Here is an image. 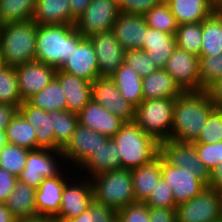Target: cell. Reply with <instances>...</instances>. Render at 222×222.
I'll return each mask as SVG.
<instances>
[{
    "instance_id": "6da1fadb",
    "label": "cell",
    "mask_w": 222,
    "mask_h": 222,
    "mask_svg": "<svg viewBox=\"0 0 222 222\" xmlns=\"http://www.w3.org/2000/svg\"><path fill=\"white\" fill-rule=\"evenodd\" d=\"M216 108L206 91H186L175 99L171 140L193 143Z\"/></svg>"
},
{
    "instance_id": "7a4b0ae2",
    "label": "cell",
    "mask_w": 222,
    "mask_h": 222,
    "mask_svg": "<svg viewBox=\"0 0 222 222\" xmlns=\"http://www.w3.org/2000/svg\"><path fill=\"white\" fill-rule=\"evenodd\" d=\"M83 38L75 25H37L35 60L60 69Z\"/></svg>"
},
{
    "instance_id": "3957f363",
    "label": "cell",
    "mask_w": 222,
    "mask_h": 222,
    "mask_svg": "<svg viewBox=\"0 0 222 222\" xmlns=\"http://www.w3.org/2000/svg\"><path fill=\"white\" fill-rule=\"evenodd\" d=\"M112 139L119 149L122 169L138 168L160 154V143L134 121L125 122Z\"/></svg>"
},
{
    "instance_id": "277c9868",
    "label": "cell",
    "mask_w": 222,
    "mask_h": 222,
    "mask_svg": "<svg viewBox=\"0 0 222 222\" xmlns=\"http://www.w3.org/2000/svg\"><path fill=\"white\" fill-rule=\"evenodd\" d=\"M37 25L30 19L2 26L0 49L5 65L17 67L35 61Z\"/></svg>"
},
{
    "instance_id": "5b68a950",
    "label": "cell",
    "mask_w": 222,
    "mask_h": 222,
    "mask_svg": "<svg viewBox=\"0 0 222 222\" xmlns=\"http://www.w3.org/2000/svg\"><path fill=\"white\" fill-rule=\"evenodd\" d=\"M94 200L115 209L117 212L136 202L129 169L111 170L91 179Z\"/></svg>"
},
{
    "instance_id": "8992f818",
    "label": "cell",
    "mask_w": 222,
    "mask_h": 222,
    "mask_svg": "<svg viewBox=\"0 0 222 222\" xmlns=\"http://www.w3.org/2000/svg\"><path fill=\"white\" fill-rule=\"evenodd\" d=\"M176 98L143 100L135 108L134 122L159 143L171 139L173 110Z\"/></svg>"
},
{
    "instance_id": "52a82bcc",
    "label": "cell",
    "mask_w": 222,
    "mask_h": 222,
    "mask_svg": "<svg viewBox=\"0 0 222 222\" xmlns=\"http://www.w3.org/2000/svg\"><path fill=\"white\" fill-rule=\"evenodd\" d=\"M177 222H219L222 220V197L206 187L194 198L176 207Z\"/></svg>"
},
{
    "instance_id": "ba28073f",
    "label": "cell",
    "mask_w": 222,
    "mask_h": 222,
    "mask_svg": "<svg viewBox=\"0 0 222 222\" xmlns=\"http://www.w3.org/2000/svg\"><path fill=\"white\" fill-rule=\"evenodd\" d=\"M120 13L119 5L112 0H92L85 12L76 20V30L83 37L112 30Z\"/></svg>"
},
{
    "instance_id": "9c48e42d",
    "label": "cell",
    "mask_w": 222,
    "mask_h": 222,
    "mask_svg": "<svg viewBox=\"0 0 222 222\" xmlns=\"http://www.w3.org/2000/svg\"><path fill=\"white\" fill-rule=\"evenodd\" d=\"M160 155L171 165L184 168L202 180L207 186L210 172L198 158L192 143H181L171 139L160 143Z\"/></svg>"
},
{
    "instance_id": "30bf717a",
    "label": "cell",
    "mask_w": 222,
    "mask_h": 222,
    "mask_svg": "<svg viewBox=\"0 0 222 222\" xmlns=\"http://www.w3.org/2000/svg\"><path fill=\"white\" fill-rule=\"evenodd\" d=\"M57 157L64 159L62 151L40 148L30 150L26 166L18 180L37 189L44 178L57 176L61 172L62 168L60 162L56 161Z\"/></svg>"
},
{
    "instance_id": "8fae6325",
    "label": "cell",
    "mask_w": 222,
    "mask_h": 222,
    "mask_svg": "<svg viewBox=\"0 0 222 222\" xmlns=\"http://www.w3.org/2000/svg\"><path fill=\"white\" fill-rule=\"evenodd\" d=\"M164 70L172 76L180 88L186 91H201L199 57L176 47Z\"/></svg>"
},
{
    "instance_id": "7c38bea8",
    "label": "cell",
    "mask_w": 222,
    "mask_h": 222,
    "mask_svg": "<svg viewBox=\"0 0 222 222\" xmlns=\"http://www.w3.org/2000/svg\"><path fill=\"white\" fill-rule=\"evenodd\" d=\"M91 97L96 103L125 122L134 121L135 107L120 94L110 77H99L92 82Z\"/></svg>"
},
{
    "instance_id": "4fadbf2b",
    "label": "cell",
    "mask_w": 222,
    "mask_h": 222,
    "mask_svg": "<svg viewBox=\"0 0 222 222\" xmlns=\"http://www.w3.org/2000/svg\"><path fill=\"white\" fill-rule=\"evenodd\" d=\"M88 38L97 56L99 77H111L124 63V48L117 41L113 30L95 33Z\"/></svg>"
},
{
    "instance_id": "5bb4252c",
    "label": "cell",
    "mask_w": 222,
    "mask_h": 222,
    "mask_svg": "<svg viewBox=\"0 0 222 222\" xmlns=\"http://www.w3.org/2000/svg\"><path fill=\"white\" fill-rule=\"evenodd\" d=\"M110 138L86 126L77 124L72 138L62 150L64 162H73L79 168L92 153H95ZM67 160V161H66Z\"/></svg>"
},
{
    "instance_id": "9a60e30c",
    "label": "cell",
    "mask_w": 222,
    "mask_h": 222,
    "mask_svg": "<svg viewBox=\"0 0 222 222\" xmlns=\"http://www.w3.org/2000/svg\"><path fill=\"white\" fill-rule=\"evenodd\" d=\"M161 174L172 189L176 205L194 198L208 187L190 171L169 164L162 156Z\"/></svg>"
},
{
    "instance_id": "2e32d148",
    "label": "cell",
    "mask_w": 222,
    "mask_h": 222,
    "mask_svg": "<svg viewBox=\"0 0 222 222\" xmlns=\"http://www.w3.org/2000/svg\"><path fill=\"white\" fill-rule=\"evenodd\" d=\"M85 176V180L73 179L67 182L62 193L60 209L58 215L54 218L56 220L65 222L68 219L79 216L86 211L90 203L94 200L93 188L91 180ZM80 180V181H78ZM87 180V181H86Z\"/></svg>"
},
{
    "instance_id": "e0dca14e",
    "label": "cell",
    "mask_w": 222,
    "mask_h": 222,
    "mask_svg": "<svg viewBox=\"0 0 222 222\" xmlns=\"http://www.w3.org/2000/svg\"><path fill=\"white\" fill-rule=\"evenodd\" d=\"M56 68L38 61L27 62L15 67L19 77V93L26 101L33 94L43 90L55 77Z\"/></svg>"
},
{
    "instance_id": "ac0fdd59",
    "label": "cell",
    "mask_w": 222,
    "mask_h": 222,
    "mask_svg": "<svg viewBox=\"0 0 222 222\" xmlns=\"http://www.w3.org/2000/svg\"><path fill=\"white\" fill-rule=\"evenodd\" d=\"M59 70L91 82L99 78L97 56L88 37H84L73 48L71 56Z\"/></svg>"
},
{
    "instance_id": "d6986e66",
    "label": "cell",
    "mask_w": 222,
    "mask_h": 222,
    "mask_svg": "<svg viewBox=\"0 0 222 222\" xmlns=\"http://www.w3.org/2000/svg\"><path fill=\"white\" fill-rule=\"evenodd\" d=\"M112 30L125 51L136 50L142 49L148 25L144 15L120 13Z\"/></svg>"
},
{
    "instance_id": "ffe728a7",
    "label": "cell",
    "mask_w": 222,
    "mask_h": 222,
    "mask_svg": "<svg viewBox=\"0 0 222 222\" xmlns=\"http://www.w3.org/2000/svg\"><path fill=\"white\" fill-rule=\"evenodd\" d=\"M63 174V175H62ZM60 172L57 176L44 178L36 191V210L39 217L55 218L60 209L63 189L67 183V176Z\"/></svg>"
},
{
    "instance_id": "44dd1931",
    "label": "cell",
    "mask_w": 222,
    "mask_h": 222,
    "mask_svg": "<svg viewBox=\"0 0 222 222\" xmlns=\"http://www.w3.org/2000/svg\"><path fill=\"white\" fill-rule=\"evenodd\" d=\"M77 116L78 123L109 138H112L125 123L124 120L113 115L93 99L88 102Z\"/></svg>"
},
{
    "instance_id": "7402d4cb",
    "label": "cell",
    "mask_w": 222,
    "mask_h": 222,
    "mask_svg": "<svg viewBox=\"0 0 222 222\" xmlns=\"http://www.w3.org/2000/svg\"><path fill=\"white\" fill-rule=\"evenodd\" d=\"M55 78L66 96V110L78 114L91 100L92 82L57 69Z\"/></svg>"
},
{
    "instance_id": "603a6c76",
    "label": "cell",
    "mask_w": 222,
    "mask_h": 222,
    "mask_svg": "<svg viewBox=\"0 0 222 222\" xmlns=\"http://www.w3.org/2000/svg\"><path fill=\"white\" fill-rule=\"evenodd\" d=\"M19 112L35 129L37 149H51L55 151V135L48 112L30 105L27 101H23L19 105Z\"/></svg>"
},
{
    "instance_id": "cb8c5ba5",
    "label": "cell",
    "mask_w": 222,
    "mask_h": 222,
    "mask_svg": "<svg viewBox=\"0 0 222 222\" xmlns=\"http://www.w3.org/2000/svg\"><path fill=\"white\" fill-rule=\"evenodd\" d=\"M177 47L176 36L148 27L142 50H145L158 69L165 65Z\"/></svg>"
},
{
    "instance_id": "d4e9b609",
    "label": "cell",
    "mask_w": 222,
    "mask_h": 222,
    "mask_svg": "<svg viewBox=\"0 0 222 222\" xmlns=\"http://www.w3.org/2000/svg\"><path fill=\"white\" fill-rule=\"evenodd\" d=\"M167 4L178 25L202 22L216 11L214 0H170Z\"/></svg>"
},
{
    "instance_id": "484cf974",
    "label": "cell",
    "mask_w": 222,
    "mask_h": 222,
    "mask_svg": "<svg viewBox=\"0 0 222 222\" xmlns=\"http://www.w3.org/2000/svg\"><path fill=\"white\" fill-rule=\"evenodd\" d=\"M79 170L88 171L90 179L94 176L121 169L120 152L115 141L110 138L103 146L80 166Z\"/></svg>"
},
{
    "instance_id": "4316f807",
    "label": "cell",
    "mask_w": 222,
    "mask_h": 222,
    "mask_svg": "<svg viewBox=\"0 0 222 222\" xmlns=\"http://www.w3.org/2000/svg\"><path fill=\"white\" fill-rule=\"evenodd\" d=\"M131 174L136 202H145L162 178L161 155L149 163L132 169Z\"/></svg>"
},
{
    "instance_id": "83f0119b",
    "label": "cell",
    "mask_w": 222,
    "mask_h": 222,
    "mask_svg": "<svg viewBox=\"0 0 222 222\" xmlns=\"http://www.w3.org/2000/svg\"><path fill=\"white\" fill-rule=\"evenodd\" d=\"M36 191L32 186L17 180L5 205L16 219L39 217L36 210Z\"/></svg>"
},
{
    "instance_id": "f1b7e54d",
    "label": "cell",
    "mask_w": 222,
    "mask_h": 222,
    "mask_svg": "<svg viewBox=\"0 0 222 222\" xmlns=\"http://www.w3.org/2000/svg\"><path fill=\"white\" fill-rule=\"evenodd\" d=\"M31 19L38 25H71L69 0H36Z\"/></svg>"
},
{
    "instance_id": "f546056e",
    "label": "cell",
    "mask_w": 222,
    "mask_h": 222,
    "mask_svg": "<svg viewBox=\"0 0 222 222\" xmlns=\"http://www.w3.org/2000/svg\"><path fill=\"white\" fill-rule=\"evenodd\" d=\"M143 100L177 98L184 91L164 69L142 78Z\"/></svg>"
},
{
    "instance_id": "4dcf8cb0",
    "label": "cell",
    "mask_w": 222,
    "mask_h": 222,
    "mask_svg": "<svg viewBox=\"0 0 222 222\" xmlns=\"http://www.w3.org/2000/svg\"><path fill=\"white\" fill-rule=\"evenodd\" d=\"M120 94L135 108L143 101L142 78L130 66L123 63L110 77Z\"/></svg>"
},
{
    "instance_id": "1f68e13d",
    "label": "cell",
    "mask_w": 222,
    "mask_h": 222,
    "mask_svg": "<svg viewBox=\"0 0 222 222\" xmlns=\"http://www.w3.org/2000/svg\"><path fill=\"white\" fill-rule=\"evenodd\" d=\"M222 53V11H215L202 21V43L200 56Z\"/></svg>"
},
{
    "instance_id": "d6a6232c",
    "label": "cell",
    "mask_w": 222,
    "mask_h": 222,
    "mask_svg": "<svg viewBox=\"0 0 222 222\" xmlns=\"http://www.w3.org/2000/svg\"><path fill=\"white\" fill-rule=\"evenodd\" d=\"M26 101L47 112L66 110V96L60 82L55 77L43 90L33 94Z\"/></svg>"
},
{
    "instance_id": "836d02e7",
    "label": "cell",
    "mask_w": 222,
    "mask_h": 222,
    "mask_svg": "<svg viewBox=\"0 0 222 222\" xmlns=\"http://www.w3.org/2000/svg\"><path fill=\"white\" fill-rule=\"evenodd\" d=\"M48 117L52 120L55 151H62L72 138L78 124V116L67 110H59L48 112Z\"/></svg>"
},
{
    "instance_id": "e575fe53",
    "label": "cell",
    "mask_w": 222,
    "mask_h": 222,
    "mask_svg": "<svg viewBox=\"0 0 222 222\" xmlns=\"http://www.w3.org/2000/svg\"><path fill=\"white\" fill-rule=\"evenodd\" d=\"M8 144L17 145L28 150L37 149L35 129L18 113L6 127Z\"/></svg>"
},
{
    "instance_id": "d590c367",
    "label": "cell",
    "mask_w": 222,
    "mask_h": 222,
    "mask_svg": "<svg viewBox=\"0 0 222 222\" xmlns=\"http://www.w3.org/2000/svg\"><path fill=\"white\" fill-rule=\"evenodd\" d=\"M36 0H0V18L3 23L30 20Z\"/></svg>"
},
{
    "instance_id": "8d00e7d4",
    "label": "cell",
    "mask_w": 222,
    "mask_h": 222,
    "mask_svg": "<svg viewBox=\"0 0 222 222\" xmlns=\"http://www.w3.org/2000/svg\"><path fill=\"white\" fill-rule=\"evenodd\" d=\"M177 47L191 54L200 56L202 43V22L178 25L176 30Z\"/></svg>"
},
{
    "instance_id": "74e56055",
    "label": "cell",
    "mask_w": 222,
    "mask_h": 222,
    "mask_svg": "<svg viewBox=\"0 0 222 222\" xmlns=\"http://www.w3.org/2000/svg\"><path fill=\"white\" fill-rule=\"evenodd\" d=\"M22 102L15 67L5 65L0 69V103L19 106Z\"/></svg>"
},
{
    "instance_id": "f35d334b",
    "label": "cell",
    "mask_w": 222,
    "mask_h": 222,
    "mask_svg": "<svg viewBox=\"0 0 222 222\" xmlns=\"http://www.w3.org/2000/svg\"><path fill=\"white\" fill-rule=\"evenodd\" d=\"M148 27L175 35L178 28L175 16L171 13L167 3L161 2L144 14Z\"/></svg>"
},
{
    "instance_id": "ab89813d",
    "label": "cell",
    "mask_w": 222,
    "mask_h": 222,
    "mask_svg": "<svg viewBox=\"0 0 222 222\" xmlns=\"http://www.w3.org/2000/svg\"><path fill=\"white\" fill-rule=\"evenodd\" d=\"M29 151L17 145H5L0 150V168L19 177L26 166Z\"/></svg>"
},
{
    "instance_id": "60d3db41",
    "label": "cell",
    "mask_w": 222,
    "mask_h": 222,
    "mask_svg": "<svg viewBox=\"0 0 222 222\" xmlns=\"http://www.w3.org/2000/svg\"><path fill=\"white\" fill-rule=\"evenodd\" d=\"M199 76L201 91L222 77V53L219 55L199 56Z\"/></svg>"
},
{
    "instance_id": "b9f144b4",
    "label": "cell",
    "mask_w": 222,
    "mask_h": 222,
    "mask_svg": "<svg viewBox=\"0 0 222 222\" xmlns=\"http://www.w3.org/2000/svg\"><path fill=\"white\" fill-rule=\"evenodd\" d=\"M220 141H222V109L215 108L193 143L214 144Z\"/></svg>"
},
{
    "instance_id": "7bdbcfd3",
    "label": "cell",
    "mask_w": 222,
    "mask_h": 222,
    "mask_svg": "<svg viewBox=\"0 0 222 222\" xmlns=\"http://www.w3.org/2000/svg\"><path fill=\"white\" fill-rule=\"evenodd\" d=\"M124 63L130 66L141 78L147 77L158 68L145 50H127L124 55Z\"/></svg>"
},
{
    "instance_id": "ee69618b",
    "label": "cell",
    "mask_w": 222,
    "mask_h": 222,
    "mask_svg": "<svg viewBox=\"0 0 222 222\" xmlns=\"http://www.w3.org/2000/svg\"><path fill=\"white\" fill-rule=\"evenodd\" d=\"M144 203L152 208L176 209L177 207L172 189L163 178L158 181L156 187Z\"/></svg>"
},
{
    "instance_id": "f6af8a7d",
    "label": "cell",
    "mask_w": 222,
    "mask_h": 222,
    "mask_svg": "<svg viewBox=\"0 0 222 222\" xmlns=\"http://www.w3.org/2000/svg\"><path fill=\"white\" fill-rule=\"evenodd\" d=\"M198 158L203 162L206 168L211 172L215 166L222 162V141L218 143H192Z\"/></svg>"
},
{
    "instance_id": "bcb514c9",
    "label": "cell",
    "mask_w": 222,
    "mask_h": 222,
    "mask_svg": "<svg viewBox=\"0 0 222 222\" xmlns=\"http://www.w3.org/2000/svg\"><path fill=\"white\" fill-rule=\"evenodd\" d=\"M119 222H150L149 207L144 202H134L117 212Z\"/></svg>"
},
{
    "instance_id": "7dc6e473",
    "label": "cell",
    "mask_w": 222,
    "mask_h": 222,
    "mask_svg": "<svg viewBox=\"0 0 222 222\" xmlns=\"http://www.w3.org/2000/svg\"><path fill=\"white\" fill-rule=\"evenodd\" d=\"M161 3V0H123L119 5L121 13L144 15L154 6Z\"/></svg>"
},
{
    "instance_id": "c3c4849f",
    "label": "cell",
    "mask_w": 222,
    "mask_h": 222,
    "mask_svg": "<svg viewBox=\"0 0 222 222\" xmlns=\"http://www.w3.org/2000/svg\"><path fill=\"white\" fill-rule=\"evenodd\" d=\"M17 180L18 177L0 168V204H5Z\"/></svg>"
},
{
    "instance_id": "681fc988",
    "label": "cell",
    "mask_w": 222,
    "mask_h": 222,
    "mask_svg": "<svg viewBox=\"0 0 222 222\" xmlns=\"http://www.w3.org/2000/svg\"><path fill=\"white\" fill-rule=\"evenodd\" d=\"M150 222H177L176 209L149 207Z\"/></svg>"
},
{
    "instance_id": "f907efd6",
    "label": "cell",
    "mask_w": 222,
    "mask_h": 222,
    "mask_svg": "<svg viewBox=\"0 0 222 222\" xmlns=\"http://www.w3.org/2000/svg\"><path fill=\"white\" fill-rule=\"evenodd\" d=\"M94 220L95 222H115L117 211L94 200Z\"/></svg>"
},
{
    "instance_id": "816d5d0a",
    "label": "cell",
    "mask_w": 222,
    "mask_h": 222,
    "mask_svg": "<svg viewBox=\"0 0 222 222\" xmlns=\"http://www.w3.org/2000/svg\"><path fill=\"white\" fill-rule=\"evenodd\" d=\"M19 106L0 103V130H6L7 125L18 113Z\"/></svg>"
},
{
    "instance_id": "f5cc1de1",
    "label": "cell",
    "mask_w": 222,
    "mask_h": 222,
    "mask_svg": "<svg viewBox=\"0 0 222 222\" xmlns=\"http://www.w3.org/2000/svg\"><path fill=\"white\" fill-rule=\"evenodd\" d=\"M217 109H222V77L213 82L206 90Z\"/></svg>"
},
{
    "instance_id": "db71d44e",
    "label": "cell",
    "mask_w": 222,
    "mask_h": 222,
    "mask_svg": "<svg viewBox=\"0 0 222 222\" xmlns=\"http://www.w3.org/2000/svg\"><path fill=\"white\" fill-rule=\"evenodd\" d=\"M92 0H69L71 9V25L85 12Z\"/></svg>"
},
{
    "instance_id": "11a10c76",
    "label": "cell",
    "mask_w": 222,
    "mask_h": 222,
    "mask_svg": "<svg viewBox=\"0 0 222 222\" xmlns=\"http://www.w3.org/2000/svg\"><path fill=\"white\" fill-rule=\"evenodd\" d=\"M208 187L222 194V162L215 166V168L210 172Z\"/></svg>"
},
{
    "instance_id": "9f6ffc18",
    "label": "cell",
    "mask_w": 222,
    "mask_h": 222,
    "mask_svg": "<svg viewBox=\"0 0 222 222\" xmlns=\"http://www.w3.org/2000/svg\"><path fill=\"white\" fill-rule=\"evenodd\" d=\"M65 222H95L94 220V200L90 203L88 209L79 216L66 220Z\"/></svg>"
},
{
    "instance_id": "6f0895ef",
    "label": "cell",
    "mask_w": 222,
    "mask_h": 222,
    "mask_svg": "<svg viewBox=\"0 0 222 222\" xmlns=\"http://www.w3.org/2000/svg\"><path fill=\"white\" fill-rule=\"evenodd\" d=\"M16 218L12 215L5 204H0V222H15Z\"/></svg>"
},
{
    "instance_id": "680465c9",
    "label": "cell",
    "mask_w": 222,
    "mask_h": 222,
    "mask_svg": "<svg viewBox=\"0 0 222 222\" xmlns=\"http://www.w3.org/2000/svg\"><path fill=\"white\" fill-rule=\"evenodd\" d=\"M8 144L7 135L5 130H0V150Z\"/></svg>"
},
{
    "instance_id": "91938a15",
    "label": "cell",
    "mask_w": 222,
    "mask_h": 222,
    "mask_svg": "<svg viewBox=\"0 0 222 222\" xmlns=\"http://www.w3.org/2000/svg\"><path fill=\"white\" fill-rule=\"evenodd\" d=\"M45 219L44 217H35L30 219H16L15 222H44Z\"/></svg>"
},
{
    "instance_id": "94428289",
    "label": "cell",
    "mask_w": 222,
    "mask_h": 222,
    "mask_svg": "<svg viewBox=\"0 0 222 222\" xmlns=\"http://www.w3.org/2000/svg\"><path fill=\"white\" fill-rule=\"evenodd\" d=\"M214 7L216 11H222V0H214Z\"/></svg>"
},
{
    "instance_id": "6125c7cd",
    "label": "cell",
    "mask_w": 222,
    "mask_h": 222,
    "mask_svg": "<svg viewBox=\"0 0 222 222\" xmlns=\"http://www.w3.org/2000/svg\"><path fill=\"white\" fill-rule=\"evenodd\" d=\"M5 66L4 64V61H3V57H2V54H1V49H0V69Z\"/></svg>"
},
{
    "instance_id": "be15d7a7",
    "label": "cell",
    "mask_w": 222,
    "mask_h": 222,
    "mask_svg": "<svg viewBox=\"0 0 222 222\" xmlns=\"http://www.w3.org/2000/svg\"><path fill=\"white\" fill-rule=\"evenodd\" d=\"M44 222H62V221L52 218V219H45Z\"/></svg>"
},
{
    "instance_id": "e7e4bbea",
    "label": "cell",
    "mask_w": 222,
    "mask_h": 222,
    "mask_svg": "<svg viewBox=\"0 0 222 222\" xmlns=\"http://www.w3.org/2000/svg\"><path fill=\"white\" fill-rule=\"evenodd\" d=\"M113 2H116L118 5L122 3L123 0H112Z\"/></svg>"
},
{
    "instance_id": "03108f58",
    "label": "cell",
    "mask_w": 222,
    "mask_h": 222,
    "mask_svg": "<svg viewBox=\"0 0 222 222\" xmlns=\"http://www.w3.org/2000/svg\"><path fill=\"white\" fill-rule=\"evenodd\" d=\"M4 25L3 21L0 18V27H2Z\"/></svg>"
},
{
    "instance_id": "003e7915",
    "label": "cell",
    "mask_w": 222,
    "mask_h": 222,
    "mask_svg": "<svg viewBox=\"0 0 222 222\" xmlns=\"http://www.w3.org/2000/svg\"><path fill=\"white\" fill-rule=\"evenodd\" d=\"M168 1H170V0H161V2H163V3H167Z\"/></svg>"
}]
</instances>
